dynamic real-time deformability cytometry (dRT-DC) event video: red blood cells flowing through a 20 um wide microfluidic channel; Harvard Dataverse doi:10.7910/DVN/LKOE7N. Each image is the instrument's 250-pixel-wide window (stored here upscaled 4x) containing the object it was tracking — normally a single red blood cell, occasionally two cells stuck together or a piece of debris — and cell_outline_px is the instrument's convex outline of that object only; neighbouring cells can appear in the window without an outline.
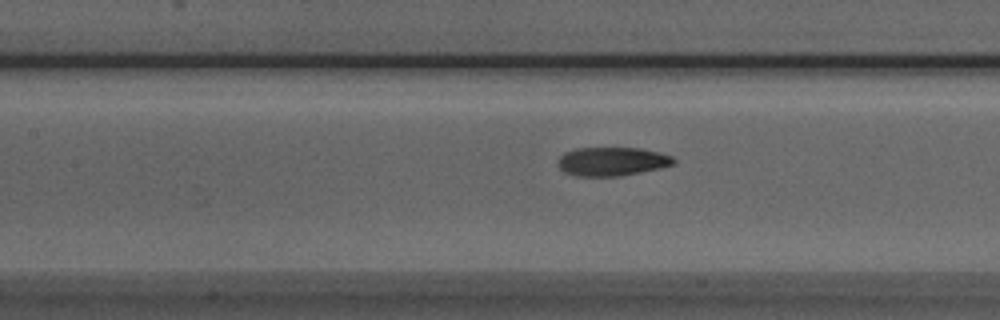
{"species": "Egyptian fruit bat (a non-hibernating species)", "species_latin": "Rousettus aegyptiacus", "temperature_condition": "room temperature", "stored_images_in_passage": 37, "camera_frame_rate_fps": 3000, "um_per_image_px": 0.085, "animal": {"sex": "male"}, "frame": {"image": 1, "passage_image": 15, "time_ms": 4.667, "image_size_px": [1000, 320], "cell_outline_px": [[676, 160], [672, 164], [660, 168], [620, 176], [576, 176], [564, 172], [560, 168], [560, 156], [564, 152], [576, 148], [640, 148], [660, 152], [672, 156]], "centroid_in_image_um": [52.03, 13.72], "position_along_channel_um": 155.4, "area_um2": 19.25}}
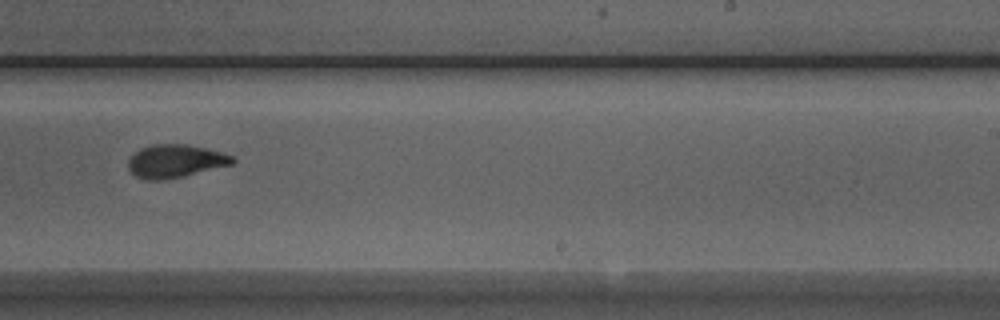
{"frame": {"image": 2, "passage_image": 24, "time_ms": 7.667, "image_size_px": [1000, 320], "cell_outline_px": [[236, 160], [232, 164], [184, 176], [164, 180], [144, 180], [136, 176], [128, 168], [128, 160], [140, 148], [152, 144], [188, 144], [220, 152], [232, 156]], "centroid_in_image_um": [14.88, 13.7], "position_along_channel_um": 274.1, "area_um2": 20.0}}
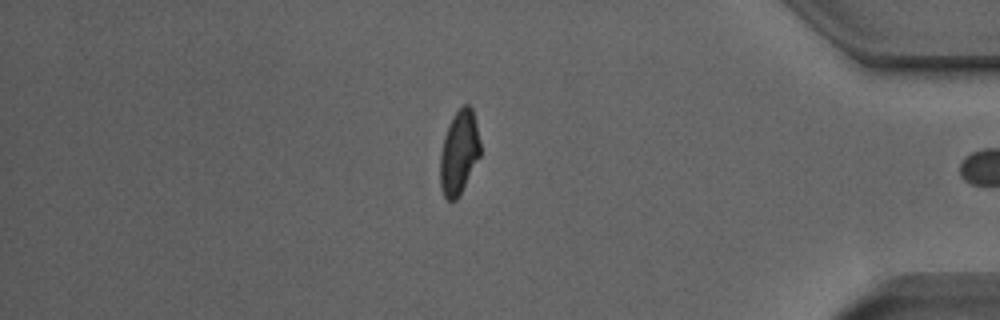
{"frame": {"image": 3, "passage_image": 36, "time_ms": 11.667, "image_size_px": [1000, 320], "cell_outline_px": [[480, 156], [456, 200], [448, 200], [444, 196], [440, 188], [440, 152], [444, 136], [452, 116], [464, 104], [468, 104], [472, 108], [476, 124], [480, 144]], "centroid_in_image_um": [39.0, 12.95], "position_along_channel_um": 396.2, "area_um2": 19.42}, "authors_computed_cell_mechanics": {"area_um2": 20.0566, "velocity_mm_per_s": 3.9765, "shape_relaxation_time_tau1_ms": 5.5137, "shape_relaxation_time_tau2_ms": 1.9153, "deformation_change_tau1": 0.1848, "deformation_change_tau2": 0.0818}}